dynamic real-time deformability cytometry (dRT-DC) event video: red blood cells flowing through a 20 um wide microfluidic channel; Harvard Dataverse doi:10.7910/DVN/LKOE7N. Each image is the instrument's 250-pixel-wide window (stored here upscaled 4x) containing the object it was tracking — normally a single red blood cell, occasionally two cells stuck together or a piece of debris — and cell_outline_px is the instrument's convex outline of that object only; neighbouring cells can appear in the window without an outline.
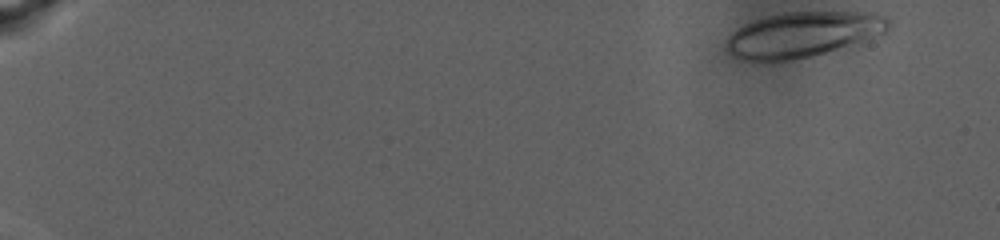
{"species": "human", "species_latin": "Homo sapiens", "temperature_condition": "warm", "stored_images_in_passage": 81, "camera_frame_rate_fps": 3000, "um_per_image_px": 0.085, "donor": {"sex": "male"}, "frame": {"image": 1, "passage_image": 1, "time_ms": 0.0, "image_size_px": [1000, 240], "cell_outline_px": [[892, 28], [888, 36], [860, 44], [812, 56], [788, 60], [744, 60], [732, 56], [724, 48], [728, 36], [732, 32], [744, 24], [768, 16], [784, 12], [872, 12], [888, 16], [892, 20]], "centroid_in_image_um": [68.43, 2.93], "position_along_channel_um": 16.6, "area_um2": 44.04}}
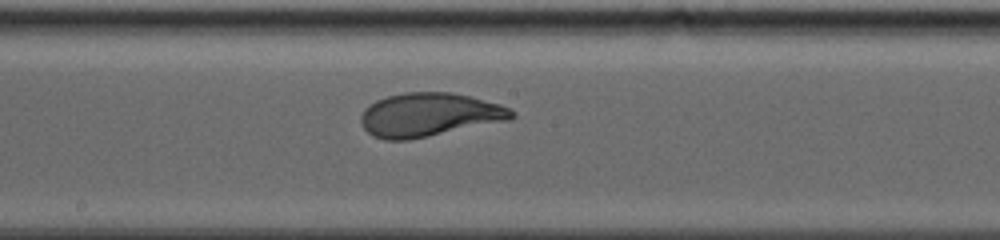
{"frame": {"image": 2, "passage_image": 49, "time_ms": 16.0, "image_size_px": [1000, 240], "cell_outline_px": [[516, 116], [512, 120], [408, 140], [384, 140], [372, 136], [364, 128], [360, 120], [360, 116], [364, 108], [368, 104], [376, 100], [388, 96], [404, 92], [452, 92], [500, 104], [512, 108], [516, 112]], "centroid_in_image_um": [36.5, 9.76], "position_along_channel_um": 211.7, "area_um2": 38.73}}
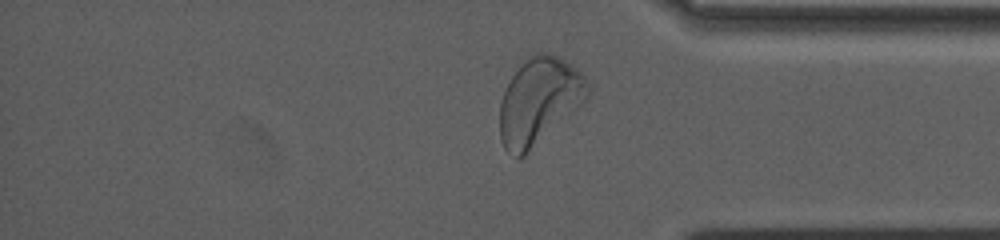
{"frame": {"image": 3, "passage_image": 72, "time_ms": 23.667, "image_size_px": [1000, 240], "cell_outline_px": [[592, 84], [588, 96], [580, 104], [524, 156], [516, 156], [508, 152], [504, 148], [500, 136], [500, 104], [504, 92], [512, 76], [528, 56], [536, 52], [548, 52], [564, 60], [580, 72]], "centroid_in_image_um": [45.82, 8.55], "position_along_channel_um": 389.4, "area_um2": 43.52}, "authors_computed_cell_mechanics": {"area_um2": 41.2114, "velocity_mm_per_s": 2.3896, "shape_relaxation_time_tau1_ms": 5.9663, "shape_relaxation_time_tau2_ms": 1.1248, "deformation_change_tau1": 0.1992, "deformation_change_tau2": 0.0684}}